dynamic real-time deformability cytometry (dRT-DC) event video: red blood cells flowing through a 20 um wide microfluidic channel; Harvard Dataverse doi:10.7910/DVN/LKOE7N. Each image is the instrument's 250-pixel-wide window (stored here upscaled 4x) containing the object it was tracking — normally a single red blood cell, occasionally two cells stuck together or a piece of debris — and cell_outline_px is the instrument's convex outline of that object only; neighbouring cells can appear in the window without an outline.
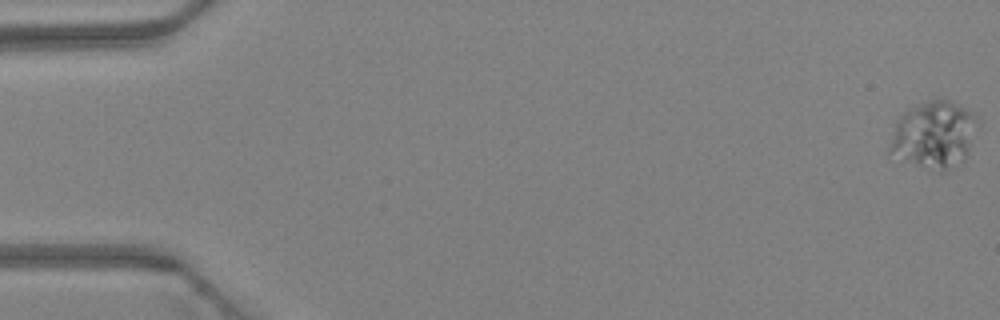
{"species": "Egyptian fruit bat (a non-hibernating species)", "species_latin": "Rousettus aegyptiacus", "temperature_condition": "warm", "stored_images_in_passage": 17, "camera_frame_rate_fps": 3000, "um_per_image_px": 0.085, "animal": {"sex": "female"}, "frame": {"image": 1, "passage_image": 1, "time_ms": 0.0, "image_size_px": [1000, 320], "cell_outline_px": [[980, 124], [972, 144], [964, 160], [944, 172], [940, 172], [908, 160], [888, 152], [896, 120], [908, 108], [924, 100], [940, 96], [944, 96], [972, 112], [980, 120]], "centroid_in_image_um": [79.45, 11.37], "position_along_channel_um": 5.5, "area_um2": 34.8}}
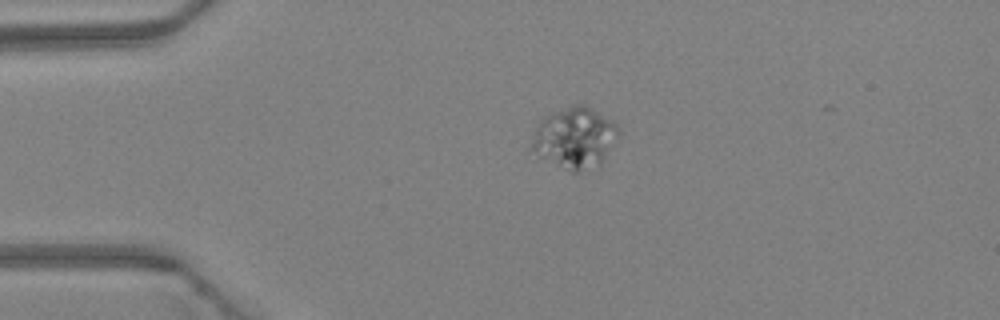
{"frame": {"image": 2, "passage_image": 12, "time_ms": 3.667, "image_size_px": [1000, 320], "cell_outline_px": [[620, 132], [600, 168], [576, 172], [572, 172], [528, 152], [528, 148], [532, 136], [540, 116], [548, 112], [576, 104], [584, 104], [592, 108], [612, 120], [620, 128]], "centroid_in_image_um": [48.8, 11.72], "position_along_channel_um": 36.2, "area_um2": 32.02}}